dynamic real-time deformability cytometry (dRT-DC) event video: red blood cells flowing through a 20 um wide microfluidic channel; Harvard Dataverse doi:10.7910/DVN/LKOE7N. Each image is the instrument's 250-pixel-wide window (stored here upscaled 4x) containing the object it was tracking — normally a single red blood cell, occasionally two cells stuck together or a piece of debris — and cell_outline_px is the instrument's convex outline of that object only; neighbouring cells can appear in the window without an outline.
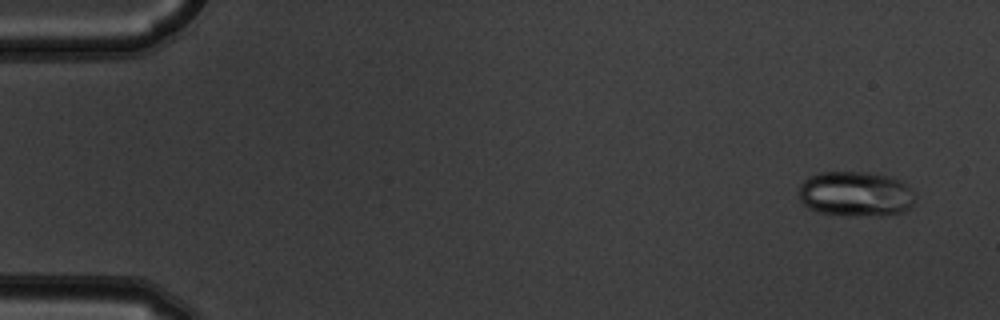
{"species": "common noctule bat (a hibernating species)", "species_latin": "Nyctalus noctula", "temperature_condition": "warm", "stored_images_in_passage": 6, "camera_frame_rate_fps": 3000, "um_per_image_px": 0.085, "animal": {"sex": "male", "body_mass_g": 19.5, "forearm_length_mm": 54.6}, "frame": {"image": 1, "passage_image": 1, "time_ms": 0.0, "image_size_px": [1000, 320], "cell_outline_px": [[916, 200], [904, 212], [880, 216], [844, 216], [820, 212], [808, 208], [800, 200], [800, 184], [804, 180], [820, 172], [868, 172], [892, 176], [900, 180], [912, 188], [916, 192]], "centroid_in_image_um": [72.79, 16.49], "position_along_channel_um": 12.2, "area_um2": 31.1}}